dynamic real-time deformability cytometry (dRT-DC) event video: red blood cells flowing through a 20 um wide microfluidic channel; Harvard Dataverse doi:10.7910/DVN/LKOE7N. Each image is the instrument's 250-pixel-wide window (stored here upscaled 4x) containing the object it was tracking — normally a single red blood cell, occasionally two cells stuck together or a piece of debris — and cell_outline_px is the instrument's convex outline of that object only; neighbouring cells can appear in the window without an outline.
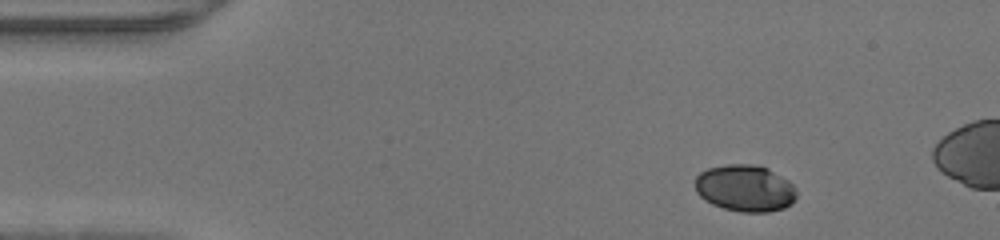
{"species": "human", "species_latin": "Homo sapiens", "temperature_condition": "warm", "stored_images_in_passage": 42, "camera_frame_rate_fps": 3000, "um_per_image_px": 0.085, "donor": {"sex": "male"}, "frame": {"image": 1, "passage_image": 1, "time_ms": 0.0, "image_size_px": [1000, 240], "cell_outline_px": [[796, 196], [792, 204], [784, 208], [768, 212], [740, 212], [724, 208], [712, 204], [704, 200], [696, 192], [696, 176], [700, 172], [708, 168], [728, 164], [760, 164], [768, 168], [788, 180], [796, 188]], "centroid_in_image_um": [63.34, 15.99], "position_along_channel_um": 21.7, "area_um2": 27.86}}
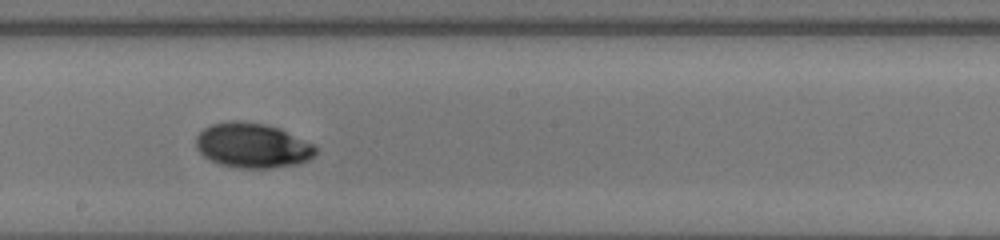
{"frame": {"image": 2, "passage_image": 21, "time_ms": 6.667, "image_size_px": [1000, 240], "cell_outline_px": [[316, 152], [308, 160], [296, 164], [272, 168], [240, 168], [220, 164], [204, 156], [196, 148], [196, 136], [204, 128], [212, 124], [228, 120], [240, 120], [264, 124], [280, 128], [312, 144], [316, 148]], "centroid_in_image_um": [21.43, 12.35], "position_along_channel_um": 226.8, "area_um2": 31.15}}
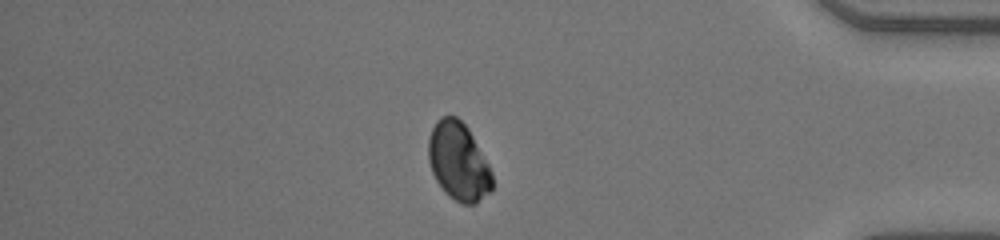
{"frame": {"image": 3, "passage_image": 35, "time_ms": 11.333, "image_size_px": [1000, 240], "cell_outline_px": [[492, 192], [476, 204], [464, 204], [448, 196], [444, 192], [436, 180], [432, 172], [428, 160], [428, 140], [432, 128], [436, 120], [440, 116], [456, 116], [468, 128], [488, 164], [492, 172]], "centroid_in_image_um": [38.96, 13.75], "position_along_channel_um": 396.2, "area_um2": 29.13}}